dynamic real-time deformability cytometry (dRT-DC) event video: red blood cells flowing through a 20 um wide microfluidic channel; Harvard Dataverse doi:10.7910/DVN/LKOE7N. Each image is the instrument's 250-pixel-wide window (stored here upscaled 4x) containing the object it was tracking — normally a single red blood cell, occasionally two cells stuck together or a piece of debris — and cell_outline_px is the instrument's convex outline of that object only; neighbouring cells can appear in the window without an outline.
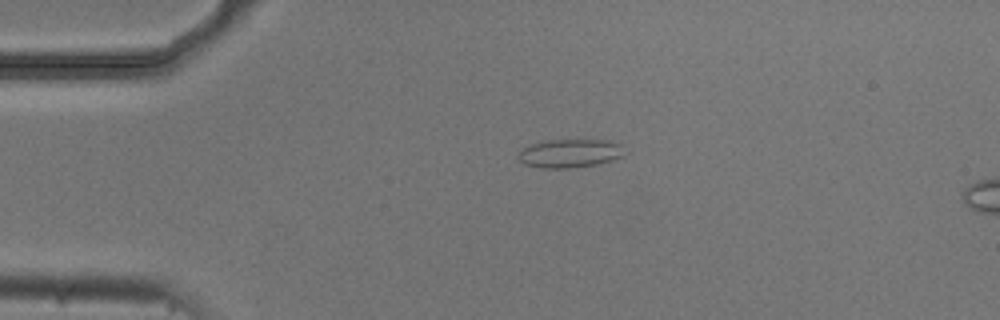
{"species": "common noctule bat (a hibernating species)", "species_latin": "Nyctalus noctula", "temperature_condition": "cold", "stored_images_in_passage": 3, "camera_frame_rate_fps": 3000, "um_per_image_px": 0.085, "animal": {"sex": "male", "body_mass_g": 20.5, "forearm_length_mm": 52.5}, "frame": {"image": 1, "passage_image": 1, "time_ms": 0.0, "image_size_px": [1000, 320], "cell_outline_px": [[624, 156], [612, 160], [596, 164], [568, 168], [544, 168], [524, 164], [516, 156], [524, 148], [532, 144], [552, 140], [608, 140], [620, 144]], "centroid_in_image_um": [48.44, 13.04], "position_along_channel_um": 36.6, "area_um2": 17.34}}